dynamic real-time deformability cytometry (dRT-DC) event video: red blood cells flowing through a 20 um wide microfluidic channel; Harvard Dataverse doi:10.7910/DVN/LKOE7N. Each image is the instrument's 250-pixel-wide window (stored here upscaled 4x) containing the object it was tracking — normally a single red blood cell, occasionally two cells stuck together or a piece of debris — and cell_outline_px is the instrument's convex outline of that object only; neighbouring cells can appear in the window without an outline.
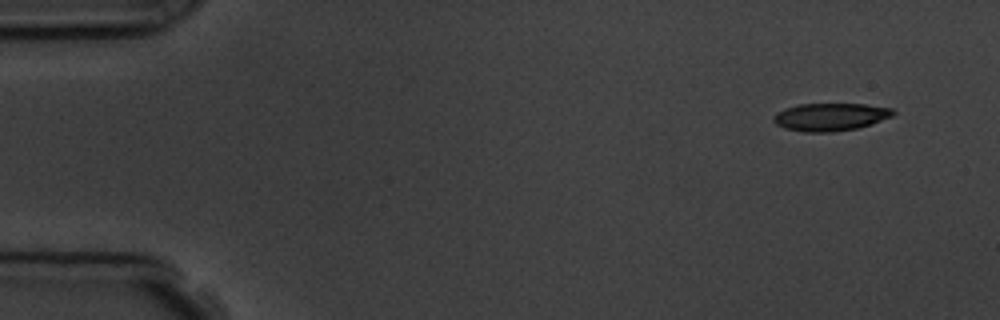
{"species": "common noctule bat (a hibernating species)", "species_latin": "Nyctalus noctula", "temperature_condition": "room temperature", "stored_images_in_passage": 7, "camera_frame_rate_fps": 3000, "um_per_image_px": 0.085, "animal": {"sex": "male", "body_mass_g": 19.5, "forearm_length_mm": 54.6}, "frame": {"image": 1, "passage_image": 1, "time_ms": 0.0, "image_size_px": [1000, 320], "cell_outline_px": [[896, 112], [892, 116], [872, 124], [856, 128], [832, 132], [804, 132], [784, 128], [776, 124], [772, 120], [772, 116], [776, 112], [800, 104], [864, 104], [892, 108]], "centroid_in_image_um": [70.57, 9.94], "position_along_channel_um": 14.4, "area_um2": 19.31}}
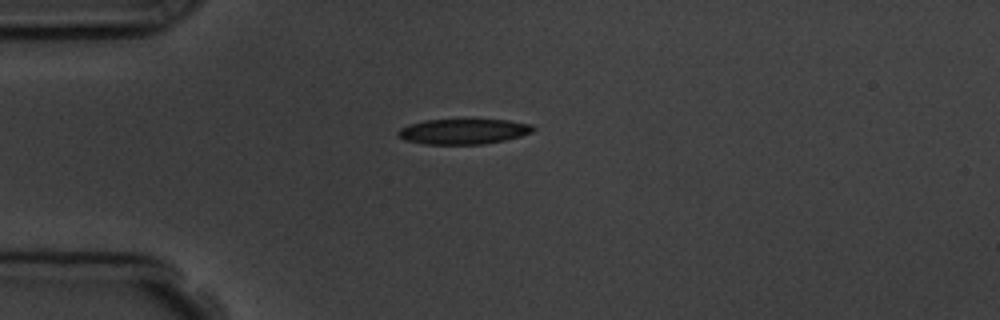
{"frame": {"image": 2, "passage_image": 4, "time_ms": 3.333, "image_size_px": [1000, 320], "cell_outline_px": [[536, 128], [532, 132], [520, 136], [504, 140], [484, 144], [424, 144], [404, 140], [396, 136], [396, 132], [400, 128], [408, 124], [424, 120], [508, 120], [532, 124]], "centroid_in_image_um": [39.35, 11.17], "position_along_channel_um": 45.6, "area_um2": 20.0}}
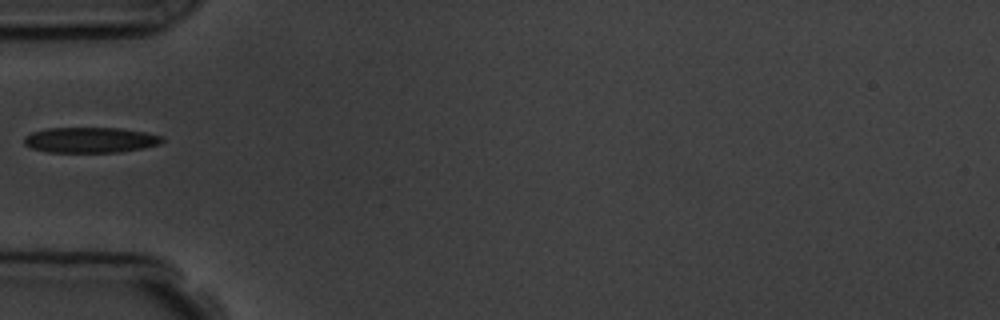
{"frame": {"image": 3, "passage_image": 5, "time_ms": 4.667, "image_size_px": [1000, 320], "cell_outline_px": [[164, 140], [160, 144], [144, 148], [120, 152], [48, 152], [32, 148], [24, 144], [24, 136], [32, 132], [48, 128], [120, 128], [144, 132], [164, 136]], "centroid_in_image_um": [7.7, 11.9], "position_along_channel_um": 77.3, "area_um2": 20.58}}